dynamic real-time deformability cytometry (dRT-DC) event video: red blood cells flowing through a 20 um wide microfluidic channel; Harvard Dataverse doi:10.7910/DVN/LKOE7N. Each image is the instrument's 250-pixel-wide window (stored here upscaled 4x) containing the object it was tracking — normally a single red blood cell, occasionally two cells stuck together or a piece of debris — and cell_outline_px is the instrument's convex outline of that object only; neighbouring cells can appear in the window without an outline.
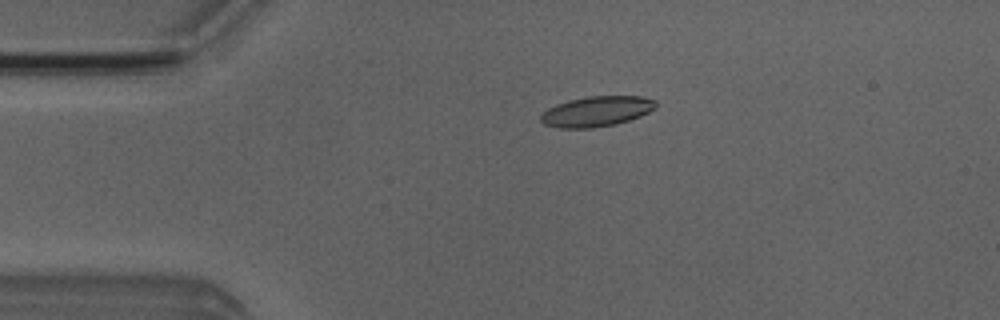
{"species": "Egyptian fruit bat (a non-hibernating species)", "species_latin": "Rousettus aegyptiacus", "temperature_condition": "room temperature", "stored_images_in_passage": 2, "camera_frame_rate_fps": 3000, "um_per_image_px": 0.085, "animal": {"sex": "male"}, "frame": {"image": 1, "passage_image": 1, "time_ms": 0.0, "image_size_px": [1000, 320], "cell_outline_px": [[656, 108], [640, 116], [616, 124], [592, 128], [560, 128], [544, 124], [540, 120], [540, 116], [548, 108], [556, 104], [568, 100], [588, 96], [644, 96], [656, 100]], "centroid_in_image_um": [50.72, 9.46], "position_along_channel_um": 34.3, "area_um2": 20.35}}